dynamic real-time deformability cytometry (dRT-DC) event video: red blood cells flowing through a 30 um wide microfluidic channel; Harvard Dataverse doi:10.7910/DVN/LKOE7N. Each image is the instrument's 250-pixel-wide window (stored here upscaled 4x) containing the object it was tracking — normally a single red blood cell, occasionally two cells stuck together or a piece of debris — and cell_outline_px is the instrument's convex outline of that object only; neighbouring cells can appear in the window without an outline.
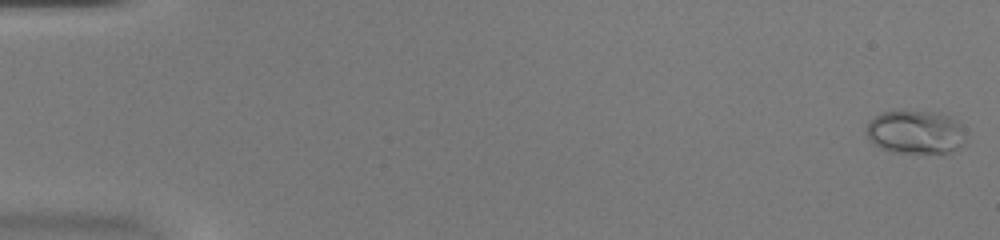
{"species": "common noctule bat (a hibernating species)", "species_latin": "Nyctalus noctula", "temperature_condition": "warm", "stored_images_in_passage": 53, "camera_frame_rate_fps": 3000, "um_per_image_px": 0.085, "animal": {"sex": "female", "body_mass_g": 20.0, "forearm_length_mm": 54.0}, "frame": {"image": 1, "passage_image": 1, "time_ms": 0.0, "image_size_px": [1000, 240], "cell_outline_px": [[964, 140], [956, 148], [944, 152], [892, 152], [880, 148], [872, 144], [868, 140], [868, 120], [884, 112], [940, 112], [956, 120], [964, 128]], "centroid_in_image_um": [77.79, 11.23], "position_along_channel_um": 7.2, "area_um2": 24.68}}
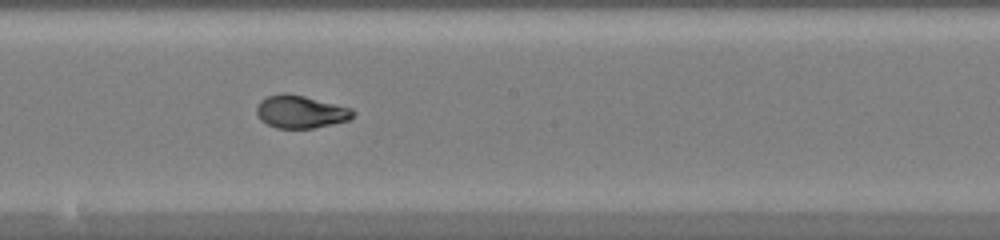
{"frame": {"image": 2, "passage_image": 30, "time_ms": 9.667, "image_size_px": [1000, 240], "cell_outline_px": [[356, 112], [348, 120], [332, 124], [312, 128], [276, 128], [260, 120], [256, 112], [256, 108], [260, 100], [268, 96], [280, 92], [284, 92], [304, 96], [352, 108]], "centroid_in_image_um": [25.53, 9.49], "position_along_channel_um": 222.7, "area_um2": 18.38}}
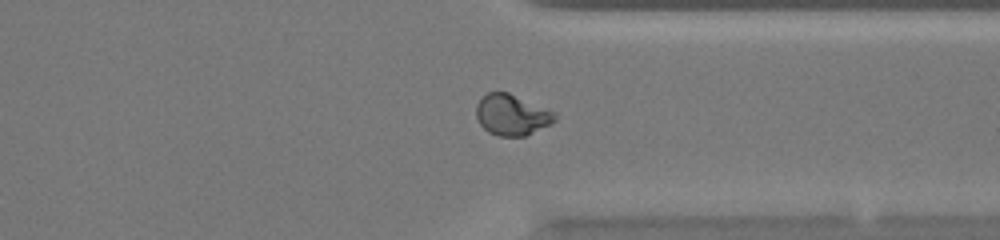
{"frame": {"image": 3, "passage_image": 41, "time_ms": 13.333, "image_size_px": [1000, 240], "cell_outline_px": [[556, 120], [524, 136], [500, 136], [488, 132], [480, 124], [476, 116], [476, 104], [488, 92], [508, 92], [556, 112]], "centroid_in_image_um": [43.48, 9.75], "position_along_channel_um": 367.9, "area_um2": 18.5}}